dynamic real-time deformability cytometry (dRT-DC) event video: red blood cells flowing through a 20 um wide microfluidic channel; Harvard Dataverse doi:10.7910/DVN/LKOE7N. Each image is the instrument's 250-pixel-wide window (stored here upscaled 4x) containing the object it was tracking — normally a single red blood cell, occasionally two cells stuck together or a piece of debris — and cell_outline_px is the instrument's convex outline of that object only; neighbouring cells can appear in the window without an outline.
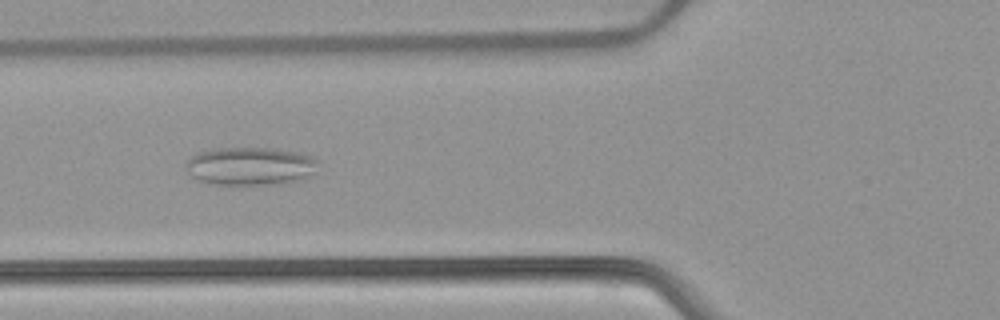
{"species": "common noctule bat (a hibernating species)", "species_latin": "Nyctalus noctula", "temperature_condition": "warm", "stored_images_in_passage": 17, "camera_frame_rate_fps": 3000, "um_per_image_px": 0.085, "animal": {"sex": "female", "body_mass_g": 22.7, "forearm_length_mm": 54.2}, "frame": {"image": 1, "passage_image": 8, "time_ms": 2.333, "image_size_px": [1000, 320], "cell_outline_px": [[316, 160], [312, 172], [304, 180], [276, 184], [212, 184], [196, 180], [184, 168], [188, 160], [196, 152], [212, 148], [272, 148], [296, 152], [312, 156]], "centroid_in_image_um": [21.2, 14.12], "position_along_channel_um": 104.6, "area_um2": 29.36}}